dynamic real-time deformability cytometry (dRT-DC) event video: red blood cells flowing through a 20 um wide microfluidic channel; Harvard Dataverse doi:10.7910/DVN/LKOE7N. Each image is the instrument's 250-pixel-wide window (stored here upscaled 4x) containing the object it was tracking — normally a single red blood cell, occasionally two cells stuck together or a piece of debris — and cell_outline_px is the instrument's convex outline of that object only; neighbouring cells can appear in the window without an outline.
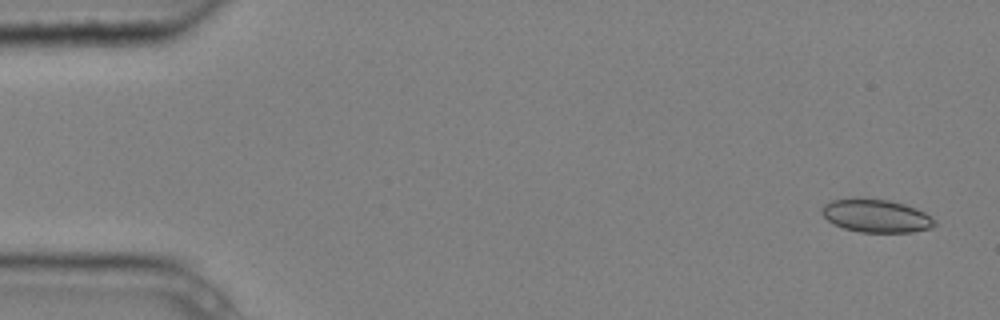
{"species": "common noctule bat (a hibernating species)", "species_latin": "Nyctalus noctula", "temperature_condition": "cold", "stored_images_in_passage": 5, "camera_frame_rate_fps": 3000, "um_per_image_px": 0.085, "animal": {"sex": "male", "body_mass_g": 20.4}, "frame": {"image": 1, "passage_image": 1, "time_ms": 0.0, "image_size_px": [1000, 320], "cell_outline_px": [[936, 224], [928, 228], [912, 232], [860, 232], [844, 228], [828, 220], [820, 212], [820, 208], [824, 204], [832, 200], [852, 196], [888, 200], [904, 204], [916, 208], [924, 212], [936, 220]], "centroid_in_image_um": [74.43, 18.31], "position_along_channel_um": 10.6, "area_um2": 21.96}}
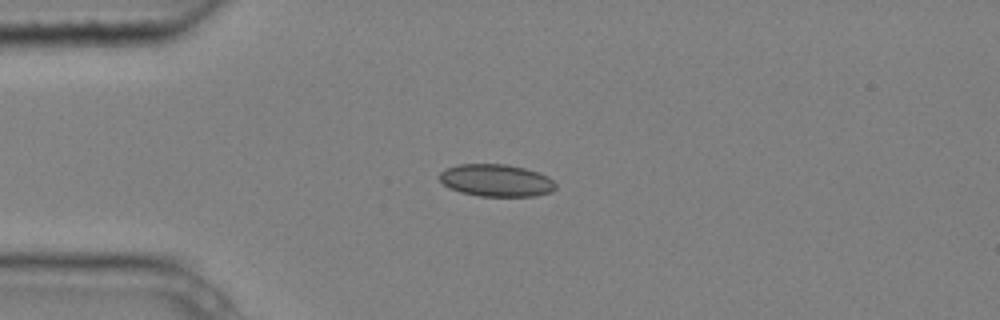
{"frame": {"image": 2, "passage_image": 4, "time_ms": 1.0, "image_size_px": [1000, 320], "cell_outline_px": [[556, 188], [552, 192], [536, 196], [480, 196], [460, 192], [448, 188], [440, 180], [440, 172], [444, 168], [460, 164], [504, 164], [524, 168], [540, 172], [548, 176], [556, 184]], "centroid_in_image_um": [42.19, 15.33], "position_along_channel_um": 42.8, "area_um2": 22.02}}